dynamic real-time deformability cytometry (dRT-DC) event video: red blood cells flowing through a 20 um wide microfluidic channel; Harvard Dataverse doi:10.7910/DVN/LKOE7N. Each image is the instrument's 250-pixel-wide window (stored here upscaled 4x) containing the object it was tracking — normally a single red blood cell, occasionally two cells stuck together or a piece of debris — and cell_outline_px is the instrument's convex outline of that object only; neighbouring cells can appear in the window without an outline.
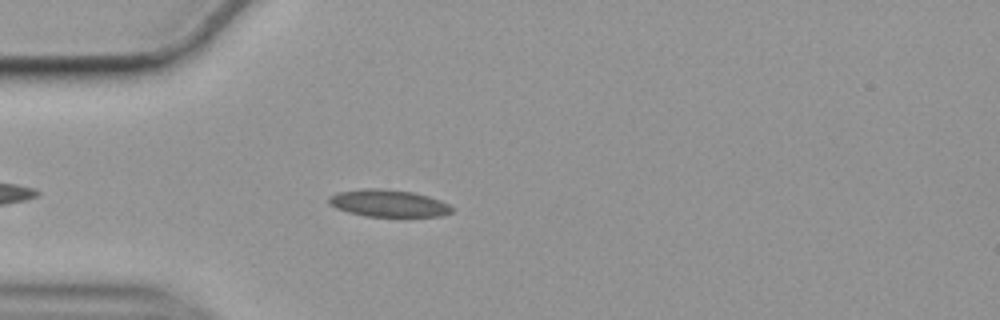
{"species": "common noctule bat (a hibernating species)", "species_latin": "Nyctalus noctula", "temperature_condition": "cold", "stored_images_in_passage": 48, "camera_frame_rate_fps": 3000, "um_per_image_px": 0.085, "animal": {"sex": "female", "body_mass_g": 19.9}, "frame": {"image": 1, "passage_image": 7, "time_ms": 2.0, "image_size_px": [1000, 320], "cell_outline_px": [[452, 212], [440, 216], [404, 220], [364, 216], [348, 212], [336, 208], [328, 204], [328, 196], [336, 192], [364, 188], [380, 188], [412, 192], [428, 196], [440, 200], [448, 204], [452, 208]], "centroid_in_image_um": [33.02, 17.33], "position_along_channel_um": 52.0, "area_um2": 20.58}}
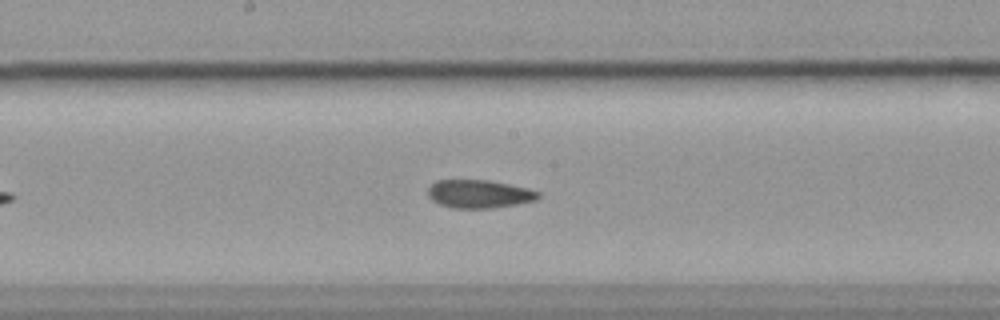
{"frame": {"image": 2, "passage_image": 21, "time_ms": 6.667, "image_size_px": [1000, 320], "cell_outline_px": [[540, 196], [536, 200], [516, 204], [492, 208], [452, 208], [440, 204], [432, 200], [428, 196], [428, 188], [436, 180], [488, 180], [528, 188], [540, 192]], "centroid_in_image_um": [40.72, 16.48], "position_along_channel_um": 207.5, "area_um2": 18.09}}
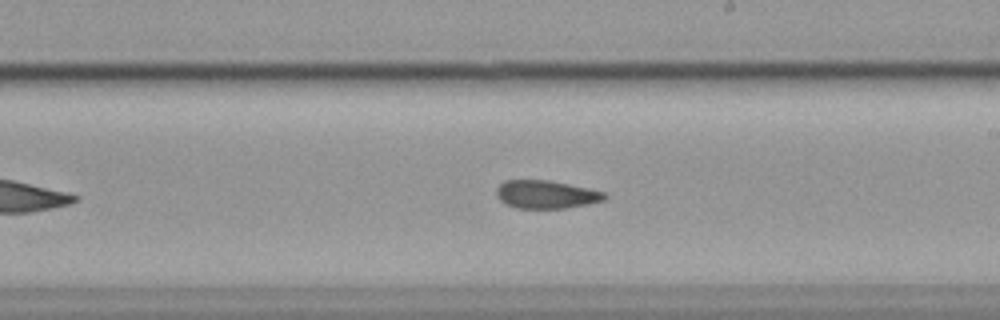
{"frame": {"image": 3, "passage_image": 24, "time_ms": 7.667, "image_size_px": [1000, 320], "cell_outline_px": [[608, 196], [604, 200], [588, 204], [564, 208], [516, 208], [504, 204], [496, 196], [496, 188], [504, 180], [548, 180], [588, 188], [604, 192]], "centroid_in_image_um": [46.38, 16.53], "position_along_channel_um": 242.6, "area_um2": 17.74}, "authors_computed_cell_mechanics": {"area_um2": 18.2359, "velocity_mm_per_s": 3.5395, "shape_relaxation_time_tau1_ms": null, "shape_relaxation_time_tau2_ms": 4.6063, "deformation_change_tau1": null, "deformation_change_tau2": 0.1041}}